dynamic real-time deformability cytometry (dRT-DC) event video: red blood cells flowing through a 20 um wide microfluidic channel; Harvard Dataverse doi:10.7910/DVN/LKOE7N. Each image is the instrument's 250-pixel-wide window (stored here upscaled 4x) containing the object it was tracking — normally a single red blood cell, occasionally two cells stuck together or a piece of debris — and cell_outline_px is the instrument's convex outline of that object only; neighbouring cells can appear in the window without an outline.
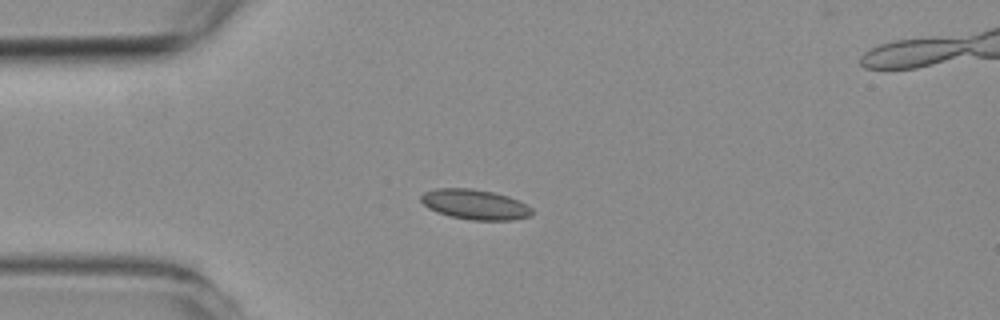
{"species": "common noctule bat (a hibernating species)", "species_latin": "Nyctalus noctula", "temperature_condition": "room temperature", "stored_images_in_passage": 4, "camera_frame_rate_fps": 3000, "um_per_image_px": 0.085, "animal": {"sex": "female", "body_mass_g": 19.3, "forearm_length_mm": 54.1}, "frame": {"image": 1, "passage_image": 3, "time_ms": 2.333, "image_size_px": [1000, 320], "cell_outline_px": [[532, 212], [528, 216], [512, 220], [472, 220], [448, 216], [436, 212], [428, 208], [420, 200], [420, 196], [424, 192], [436, 188], [472, 188], [492, 192], [508, 196], [532, 208]], "centroid_in_image_um": [40.31, 17.37], "position_along_channel_um": 44.7, "area_um2": 19.36}}